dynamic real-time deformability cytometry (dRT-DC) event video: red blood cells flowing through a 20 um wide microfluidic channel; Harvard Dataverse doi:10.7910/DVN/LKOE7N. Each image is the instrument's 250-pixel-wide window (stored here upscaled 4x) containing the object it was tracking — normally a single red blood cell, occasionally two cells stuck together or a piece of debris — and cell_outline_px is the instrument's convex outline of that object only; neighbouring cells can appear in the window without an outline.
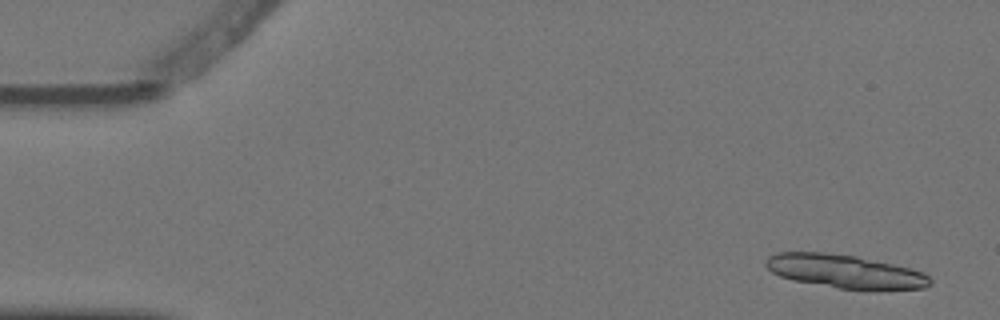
{"species": "Egyptian fruit bat (a non-hibernating species)", "species_latin": "Rousettus aegyptiacus", "temperature_condition": "warm", "stored_images_in_passage": 5, "camera_frame_rate_fps": 3000, "um_per_image_px": 0.085, "animal": {"sex": "female"}, "frame": {"image": 1, "passage_image": 1, "time_ms": 0.0, "image_size_px": [1000, 320], "cell_outline_px": [[932, 284], [924, 288], [840, 288], [792, 280], [780, 276], [772, 272], [764, 264], [764, 260], [768, 256], [776, 252], [824, 252], [856, 256], [892, 264], [924, 272], [932, 280]], "centroid_in_image_um": [71.75, 23.04], "position_along_channel_um": 13.3, "area_um2": 31.44}}